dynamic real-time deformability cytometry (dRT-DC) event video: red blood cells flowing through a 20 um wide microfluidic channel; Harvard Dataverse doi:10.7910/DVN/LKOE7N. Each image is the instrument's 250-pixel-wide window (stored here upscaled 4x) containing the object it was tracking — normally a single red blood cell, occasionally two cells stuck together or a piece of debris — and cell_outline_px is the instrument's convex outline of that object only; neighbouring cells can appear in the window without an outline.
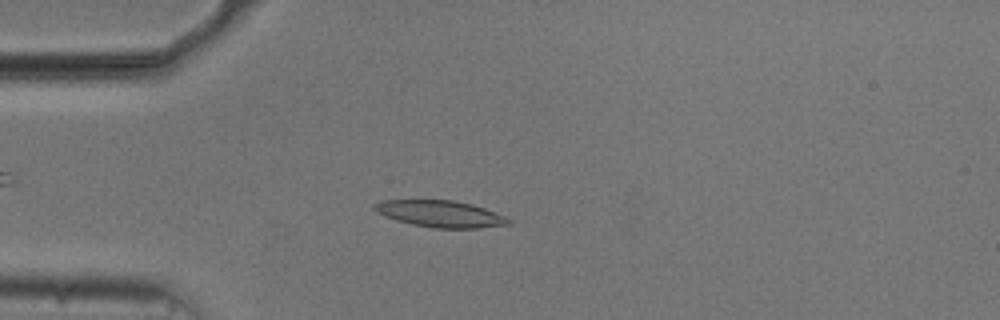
{"species": "common noctule bat (a hibernating species)", "species_latin": "Nyctalus noctula", "temperature_condition": "cold", "stored_images_in_passage": 53, "camera_frame_rate_fps": 3000, "um_per_image_px": 0.085, "animal": {"sex": "male", "body_mass_g": 20.5, "forearm_length_mm": 52.5}, "frame": {"image": 1, "passage_image": 13, "time_ms": 4.0, "image_size_px": [1000, 320], "cell_outline_px": [[512, 224], [476, 228], [432, 228], [412, 224], [396, 220], [384, 216], [376, 212], [372, 208], [372, 204], [384, 200], [452, 200], [472, 204], [484, 208], [504, 216], [512, 220]], "centroid_in_image_um": [37.4, 18.18], "position_along_channel_um": 47.6, "area_um2": 20.87}}
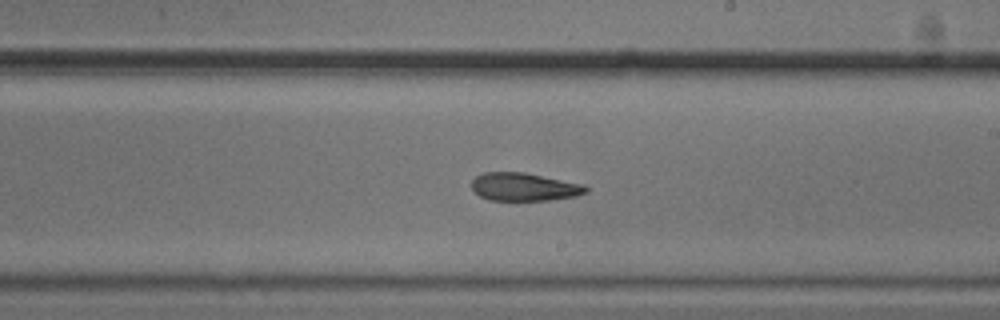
{"frame": {"image": 2, "passage_image": 30, "time_ms": 9.667, "image_size_px": [1000, 320], "cell_outline_px": [[588, 192], [576, 196], [548, 200], [488, 200], [480, 196], [472, 188], [472, 180], [476, 176], [484, 172], [524, 172], [584, 184], [588, 188]], "centroid_in_image_um": [44.56, 15.88], "position_along_channel_um": 244.4, "area_um2": 18.67}}
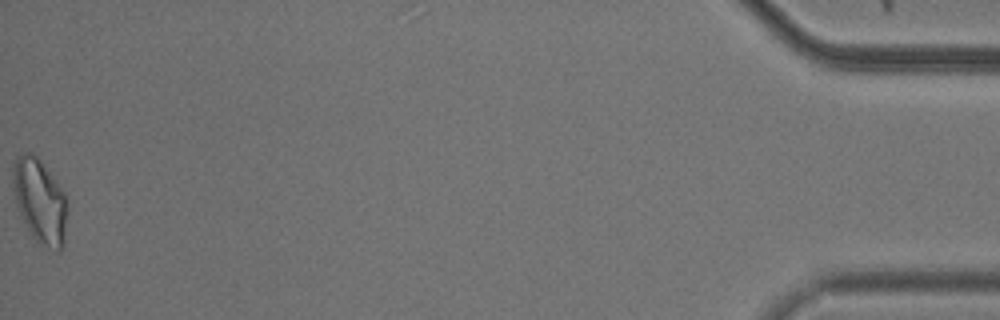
{"frame": {"image": 3, "passage_image": 53, "time_ms": 17.333, "image_size_px": [1000, 320], "cell_outline_px": [[68, 212], [64, 244], [60, 252], [40, 244], [32, 236], [16, 204], [12, 180], [12, 164], [16, 156], [24, 152], [32, 152], [40, 160], [64, 192], [68, 204]], "centroid_in_image_um": [3.4, 17.08], "position_along_channel_um": 431.8, "area_um2": 26.88}, "authors_computed_cell_mechanics": {"area_um2": 20.4612, "velocity_mm_per_s": 3.7247, "shape_relaxation_time_tau1_ms": 8.8345, "shape_relaxation_time_tau2_ms": 7.1394, "deformation_change_tau1": 0.1969, "deformation_change_tau2": 0.1752}}